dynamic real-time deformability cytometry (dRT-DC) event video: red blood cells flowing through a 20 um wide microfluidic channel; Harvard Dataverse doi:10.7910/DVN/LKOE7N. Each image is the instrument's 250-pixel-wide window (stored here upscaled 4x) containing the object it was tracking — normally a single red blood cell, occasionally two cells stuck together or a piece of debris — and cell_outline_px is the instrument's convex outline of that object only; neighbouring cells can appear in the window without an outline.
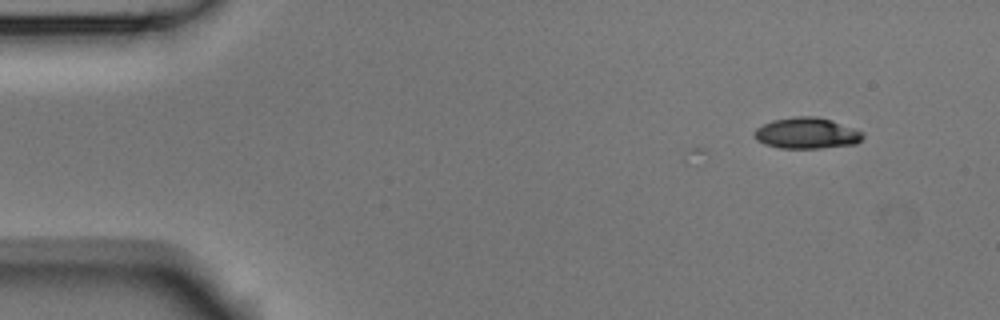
{"species": "Egyptian fruit bat (a non-hibernating species)", "species_latin": "Rousettus aegyptiacus", "temperature_condition": "room temperature", "stored_images_in_passage": 2, "camera_frame_rate_fps": 3000, "um_per_image_px": 0.085, "animal": {"sex": "male"}, "frame": {"image": 1, "passage_image": 2, "time_ms": 0.333, "image_size_px": [1000, 320], "cell_outline_px": [[864, 136], [856, 144], [820, 148], [780, 148], [764, 144], [756, 140], [752, 136], [752, 132], [756, 128], [772, 120], [796, 116], [816, 116], [832, 120], [856, 128], [864, 132]], "centroid_in_image_um": [68.56, 11.31], "position_along_channel_um": 16.4, "area_um2": 19.94}}